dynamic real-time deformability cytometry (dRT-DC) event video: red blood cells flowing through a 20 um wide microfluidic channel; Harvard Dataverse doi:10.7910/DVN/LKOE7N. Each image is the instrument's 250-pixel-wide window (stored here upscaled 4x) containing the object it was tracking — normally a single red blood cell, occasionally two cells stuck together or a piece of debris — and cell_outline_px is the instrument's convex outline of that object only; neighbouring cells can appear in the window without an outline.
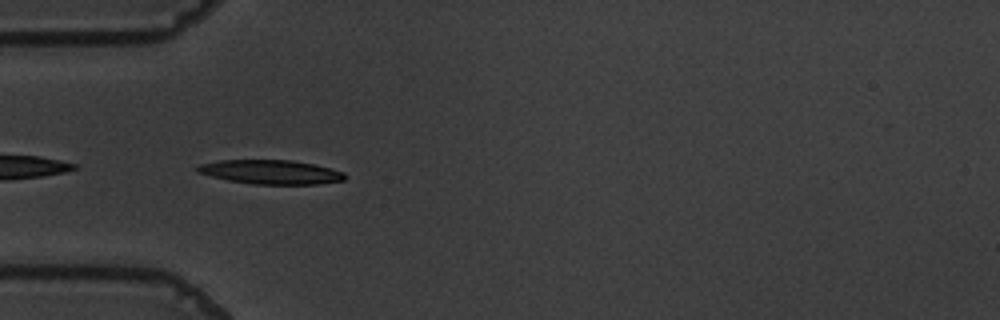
{"species": "common noctule bat (a hibernating species)", "species_latin": "Nyctalus noctula", "temperature_condition": "warm", "stored_images_in_passage": 34, "camera_frame_rate_fps": 3000, "um_per_image_px": 0.085, "animal": {"sex": "male", "body_mass_g": 19.5, "forearm_length_mm": 54.6}, "frame": {"image": 1, "passage_image": 1, "time_ms": 0.0, "image_size_px": [1000, 320], "cell_outline_px": [[348, 176], [344, 180], [316, 184], [252, 184], [228, 180], [196, 172], [196, 168], [200, 164], [220, 160], [292, 160], [312, 164], [344, 172]], "centroid_in_image_um": [23.01, 14.62], "position_along_channel_um": 62.0, "area_um2": 20.58}}
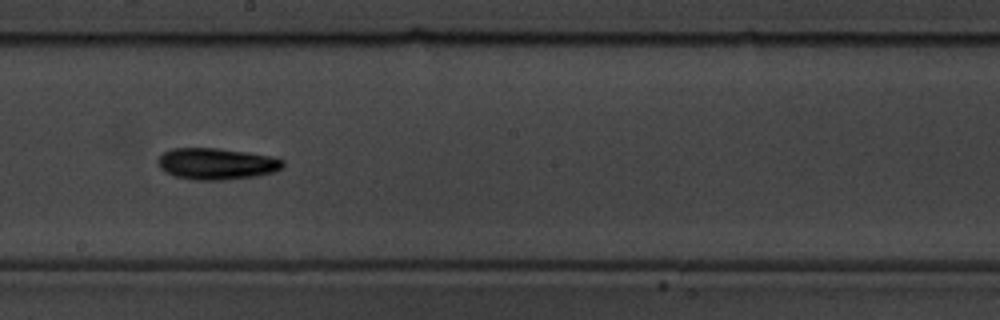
{"frame": {"image": 2, "passage_image": 15, "time_ms": 4.667, "image_size_px": [1000, 320], "cell_outline_px": [[284, 164], [280, 168], [272, 172], [256, 176], [224, 180], [196, 180], [176, 176], [160, 168], [160, 156], [164, 152], [172, 148], [216, 148], [244, 152], [268, 156], [284, 160]], "centroid_in_image_um": [18.41, 13.92], "position_along_channel_um": 229.8, "area_um2": 22.43}, "authors_computed_cell_mechanics": {"area_um2": 20.6924, "velocity_mm_per_s": 3.6387, "shape_relaxation_time_tau1_ms": 4.4573, "shape_relaxation_time_tau2_ms": null, "deformation_change_tau1": 0.1574, "deformation_change_tau2": null}}